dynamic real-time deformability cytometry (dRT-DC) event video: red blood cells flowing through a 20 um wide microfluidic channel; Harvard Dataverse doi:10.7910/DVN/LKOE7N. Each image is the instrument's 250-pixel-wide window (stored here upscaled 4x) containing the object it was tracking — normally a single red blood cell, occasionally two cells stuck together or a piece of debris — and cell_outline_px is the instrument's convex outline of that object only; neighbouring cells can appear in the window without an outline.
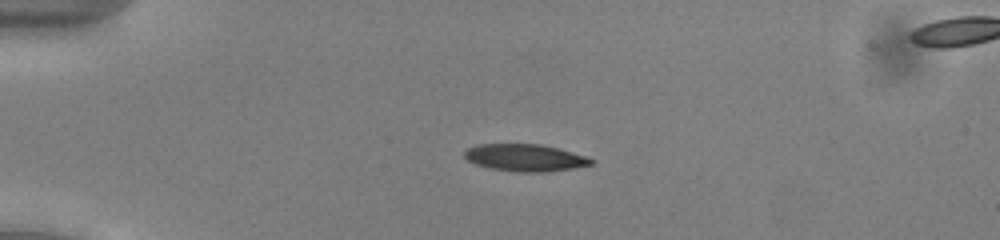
{"species": "common noctule bat (a hibernating species)", "species_latin": "Nyctalus noctula", "temperature_condition": "cold", "stored_images_in_passage": 53, "camera_frame_rate_fps": 3000, "um_per_image_px": 0.085, "animal": {"sex": "male", "body_mass_g": 13.0, "forearm_length_mm": 53.1}, "frame": {"image": 1, "passage_image": 13, "time_ms": 4.0, "image_size_px": [1000, 240], "cell_outline_px": [[596, 160], [592, 164], [572, 168], [544, 172], [516, 172], [488, 168], [476, 164], [468, 160], [464, 156], [464, 152], [468, 148], [480, 144], [540, 144], [560, 148]], "centroid_in_image_um": [44.63, 13.4], "position_along_channel_um": 40.4, "area_um2": 20.0}}
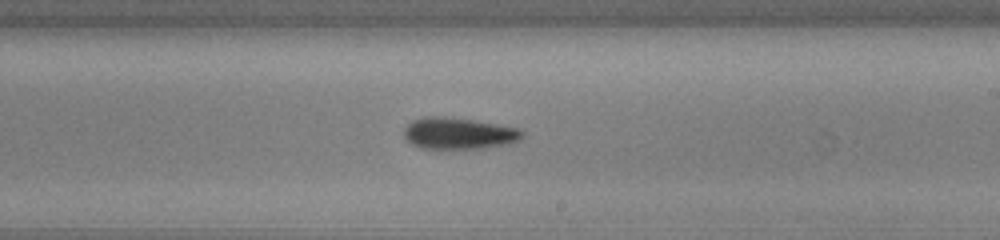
{"frame": {"image": 2, "passage_image": 32, "time_ms": 10.333, "image_size_px": [1000, 240], "cell_outline_px": [[524, 136], [520, 140], [508, 144], [484, 148], [420, 148], [412, 144], [404, 136], [404, 128], [412, 120], [424, 116], [444, 116], [472, 120], [520, 128], [524, 132]], "centroid_in_image_um": [39.0, 11.33], "position_along_channel_um": 250.0, "area_um2": 21.79}}
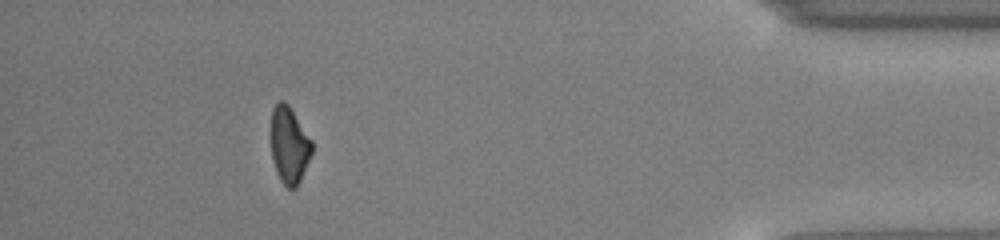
{"frame": {"image": 3, "passage_image": 48, "time_ms": 15.667, "image_size_px": [1000, 240], "cell_outline_px": [[312, 152], [300, 180], [296, 188], [288, 188], [280, 180], [276, 172], [272, 160], [268, 132], [272, 108], [280, 100], [284, 100], [288, 104], [312, 140]], "centroid_in_image_um": [24.52, 12.29], "position_along_channel_um": 410.7, "area_um2": 18.84}, "authors_computed_cell_mechanics": {"area_um2": 20.4034, "velocity_mm_per_s": 3.9414, "shape_relaxation_time_tau1_ms": 2.8422, "shape_relaxation_time_tau2_ms": 11.1174, "deformation_change_tau1": 0.1285, "deformation_change_tau2": 0.2148}}